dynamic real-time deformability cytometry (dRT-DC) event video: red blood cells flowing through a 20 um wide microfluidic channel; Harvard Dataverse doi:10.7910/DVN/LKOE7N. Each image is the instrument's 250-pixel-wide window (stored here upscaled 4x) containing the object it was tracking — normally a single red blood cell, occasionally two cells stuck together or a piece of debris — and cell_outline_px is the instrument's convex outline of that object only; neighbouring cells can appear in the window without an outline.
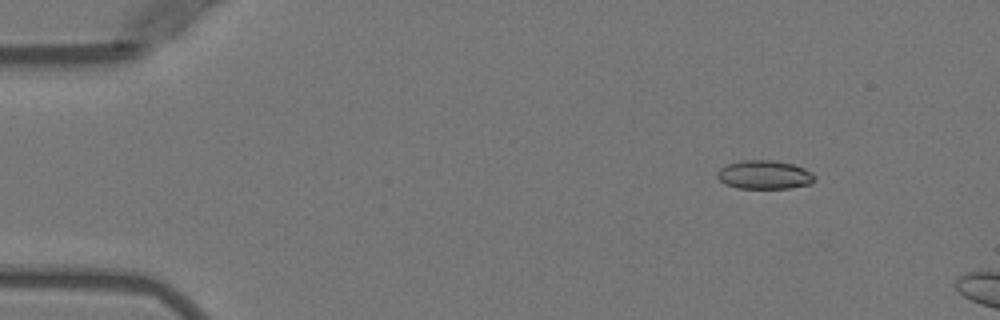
{"species": "Egyptian fruit bat (a non-hibernating species)", "species_latin": "Rousettus aegyptiacus", "temperature_condition": "warm", "stored_images_in_passage": 4, "camera_frame_rate_fps": 3000, "um_per_image_px": 0.085, "animal": {"sex": "female"}, "frame": {"image": 1, "passage_image": 2, "time_ms": 1.333, "image_size_px": [1000, 320], "cell_outline_px": [[816, 176], [812, 184], [788, 188], [736, 188], [724, 184], [716, 176], [716, 172], [720, 168], [728, 164], [740, 160], [772, 160], [792, 164], [804, 168], [812, 172]], "centroid_in_image_um": [64.96, 14.86], "position_along_channel_um": 20.0, "area_um2": 16.42}}